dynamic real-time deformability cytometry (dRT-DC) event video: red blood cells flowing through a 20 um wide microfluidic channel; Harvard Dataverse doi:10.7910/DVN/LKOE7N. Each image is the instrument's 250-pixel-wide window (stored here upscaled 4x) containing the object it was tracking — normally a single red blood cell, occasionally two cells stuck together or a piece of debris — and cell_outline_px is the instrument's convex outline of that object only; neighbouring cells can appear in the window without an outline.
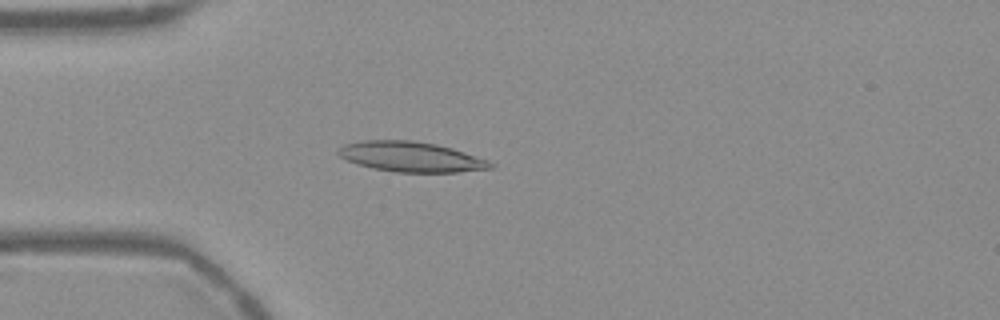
{"species": "Egyptian fruit bat (a non-hibernating species)", "species_latin": "Rousettus aegyptiacus", "temperature_condition": "warm", "stored_images_in_passage": 50, "camera_frame_rate_fps": 3000, "um_per_image_px": 0.085, "frame": {"image": 1, "passage_image": 11, "time_ms": 3.333, "image_size_px": [1000, 320], "cell_outline_px": [[496, 164], [492, 168], [456, 172], [396, 172], [372, 168], [356, 164], [340, 156], [336, 152], [336, 148], [344, 144], [364, 140], [412, 140], [436, 144], [452, 148], [488, 160]], "centroid_in_image_um": [34.91, 13.32], "position_along_channel_um": 50.1, "area_um2": 26.76}}
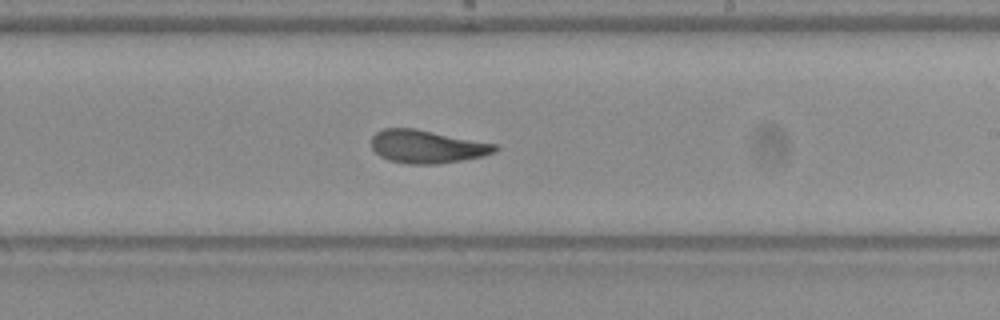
{"frame": {"image": 2, "passage_image": 28, "time_ms": 9.0, "image_size_px": [1000, 320], "cell_outline_px": [[500, 148], [496, 152], [484, 156], [436, 164], [408, 164], [388, 160], [380, 156], [372, 148], [372, 136], [376, 132], [384, 128], [416, 128], [496, 144]], "centroid_in_image_um": [36.3, 12.46], "position_along_channel_um": 252.7, "area_um2": 23.87}}
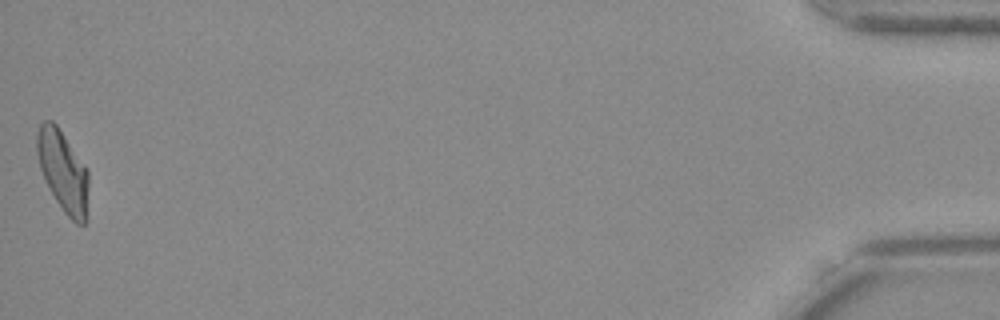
{"frame": {"image": 3, "passage_image": 50, "time_ms": 16.333, "image_size_px": [1000, 320], "cell_outline_px": [[88, 220], [84, 224], [76, 224], [64, 212], [56, 200], [44, 180], [40, 168], [36, 152], [36, 132], [40, 124], [44, 120], [52, 120], [56, 124], [88, 172]], "centroid_in_image_um": [5.35, 14.59], "position_along_channel_um": 429.9, "area_um2": 24.39}, "authors_computed_cell_mechanics": {"area_um2": 24.3916, "velocity_mm_per_s": 3.7481, "shape_relaxation_time_tau1_ms": 5.6306, "shape_relaxation_time_tau2_ms": 1.4201, "deformation_change_tau1": 0.1848, "deformation_change_tau2": 0.0797}}